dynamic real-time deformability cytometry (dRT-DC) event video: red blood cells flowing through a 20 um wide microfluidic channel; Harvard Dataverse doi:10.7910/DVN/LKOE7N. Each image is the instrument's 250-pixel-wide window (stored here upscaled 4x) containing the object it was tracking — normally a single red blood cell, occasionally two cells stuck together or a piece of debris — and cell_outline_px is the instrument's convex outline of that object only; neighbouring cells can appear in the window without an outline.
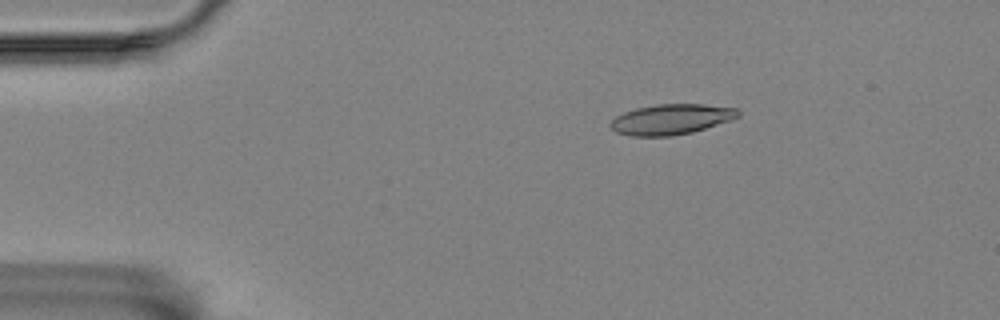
{"species": "Egyptian fruit bat (a non-hibernating species)", "species_latin": "Rousettus aegyptiacus", "temperature_condition": "room temperature", "stored_images_in_passage": 50, "camera_frame_rate_fps": 3000, "um_per_image_px": 0.085, "animal": {"sex": "female"}, "frame": {"image": 1, "passage_image": 2, "time_ms": 0.333, "image_size_px": [1000, 320], "cell_outline_px": [[740, 116], [732, 120], [692, 132], [672, 136], [632, 136], [616, 132], [608, 124], [616, 116], [624, 112], [636, 108], [656, 104], [704, 104], [736, 108], [740, 112]], "centroid_in_image_um": [57.06, 10.14], "position_along_channel_um": 27.9, "area_um2": 22.66}}
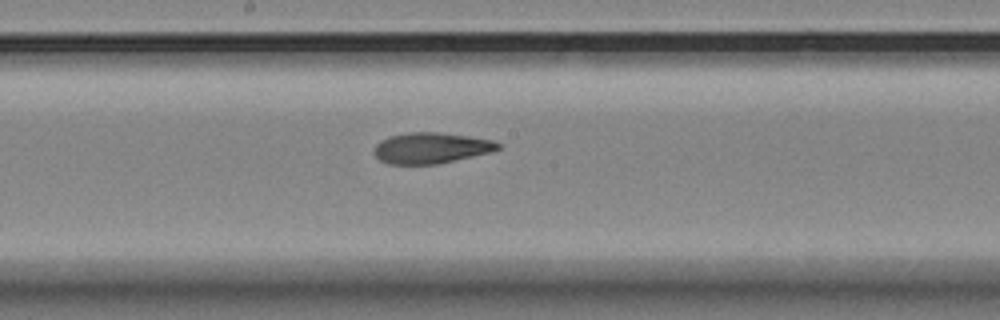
{"frame": {"image": 2, "passage_image": 23, "time_ms": 7.333, "image_size_px": [1000, 320], "cell_outline_px": [[500, 148], [492, 152], [436, 164], [388, 164], [380, 160], [372, 152], [376, 144], [380, 140], [388, 136], [408, 132], [436, 132], [468, 136], [492, 140], [500, 144]], "centroid_in_image_um": [36.6, 12.57], "position_along_channel_um": 211.6, "area_um2": 22.31}}
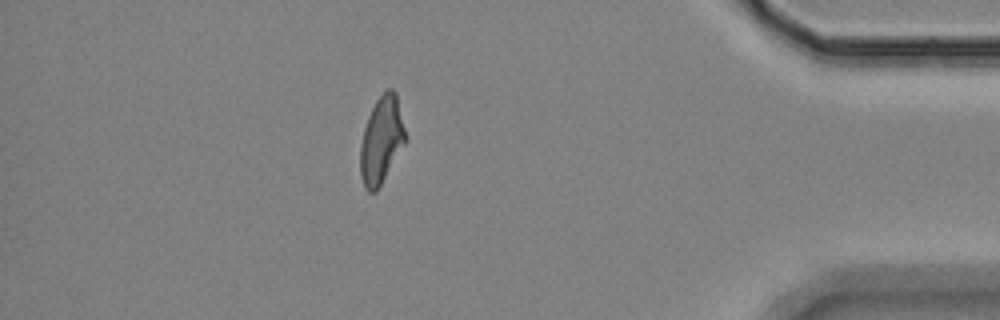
{"frame": {"image": 3, "passage_image": 43, "time_ms": 14.0, "image_size_px": [1000, 320], "cell_outline_px": [[408, 140], [376, 192], [368, 192], [364, 188], [360, 176], [360, 144], [364, 128], [368, 116], [376, 100], [388, 88], [392, 88], [396, 92], [408, 136]], "centroid_in_image_um": [32.45, 11.92], "position_along_channel_um": 402.8, "area_um2": 23.35}, "authors_computed_cell_mechanics": {"area_um2": 22.9466, "velocity_mm_per_s": 3.4548, "shape_relaxation_time_tau1_ms": 7.2315, "shape_relaxation_time_tau2_ms": 3.7249, "deformation_change_tau1": 0.1946, "deformation_change_tau2": 0.1148}}